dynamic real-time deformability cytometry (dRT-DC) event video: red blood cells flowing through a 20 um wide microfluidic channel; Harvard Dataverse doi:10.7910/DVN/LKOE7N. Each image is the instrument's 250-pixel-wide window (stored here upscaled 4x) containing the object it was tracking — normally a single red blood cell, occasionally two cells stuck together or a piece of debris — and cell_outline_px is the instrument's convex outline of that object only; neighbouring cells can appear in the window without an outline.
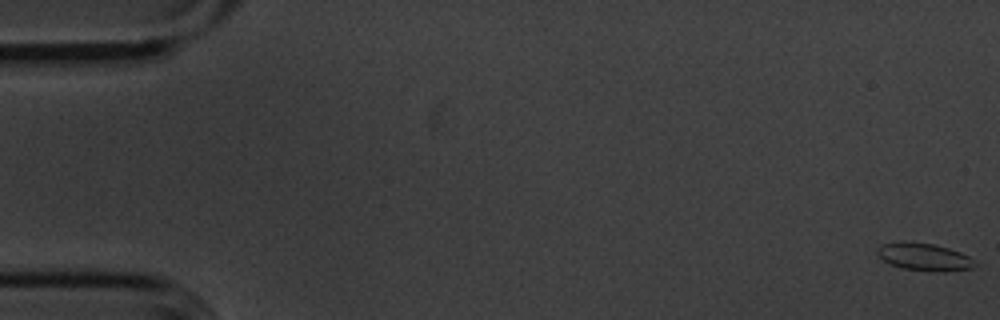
{"species": "common noctule bat (a hibernating species)", "species_latin": "Nyctalus noctula", "temperature_condition": "cold", "stored_images_in_passage": 56, "camera_frame_rate_fps": 3000, "um_per_image_px": 0.085, "animal": {"sex": "male", "body_mass_g": 20.1, "forearm_length_mm": 53.5}, "frame": {"image": 1, "passage_image": 1, "time_ms": 0.0, "image_size_px": [1000, 320], "cell_outline_px": [[976, 264], [972, 268], [944, 272], [932, 272], [904, 268], [892, 264], [884, 260], [876, 252], [876, 248], [880, 244], [900, 240], [932, 244], [948, 248], [960, 252], [968, 256]], "centroid_in_image_um": [78.52, 21.82], "position_along_channel_um": 6.5, "area_um2": 15.66}}
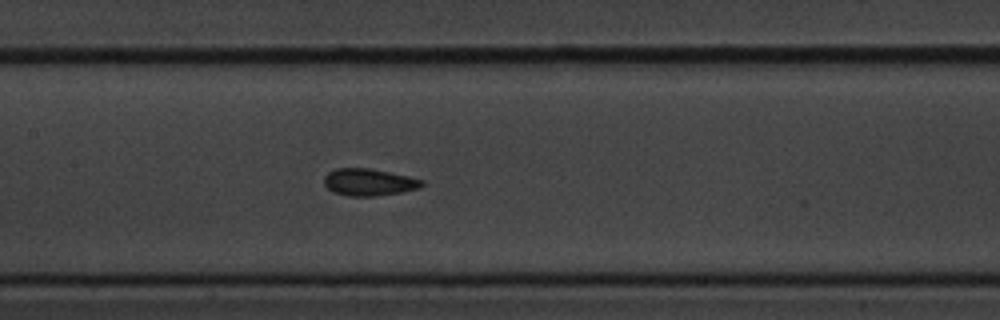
{"frame": {"image": 2, "passage_image": 27, "time_ms": 8.667, "image_size_px": [1000, 320], "cell_outline_px": [[424, 184], [420, 188], [400, 192], [372, 196], [348, 196], [332, 192], [324, 184], [324, 176], [328, 172], [336, 168], [372, 168], [408, 176], [424, 180]], "centroid_in_image_um": [31.34, 15.48], "position_along_channel_um": 176.1, "area_um2": 15.49}}
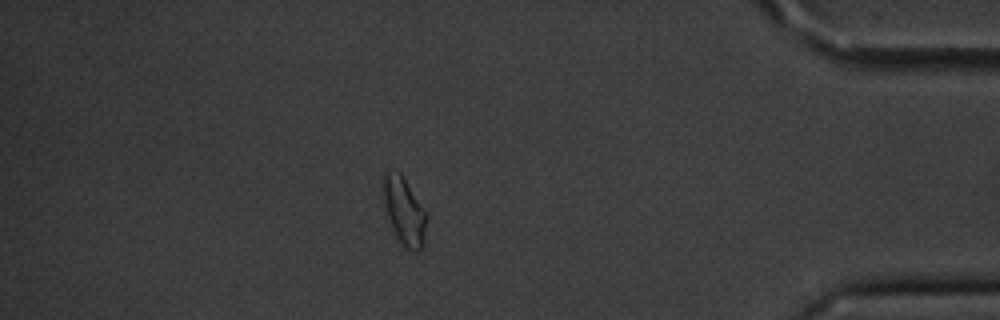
{"frame": {"image": 3, "passage_image": 49, "time_ms": 16.0, "image_size_px": [1000, 320], "cell_outline_px": [[428, 216], [424, 244], [416, 252], [404, 248], [396, 236], [380, 196], [380, 184], [384, 168], [400, 172], [428, 212]], "centroid_in_image_um": [34.32, 17.86], "position_along_channel_um": 400.9, "area_um2": 18.03}, "authors_computed_cell_mechanics": {"area_um2": 15.5482, "velocity_mm_per_s": 3.5992, "shape_relaxation_time_tau1_ms": 2.7396, "shape_relaxation_time_tau2_ms": 2.3512, "deformation_change_tau1": 0.0711, "deformation_change_tau2": 0.0524}}